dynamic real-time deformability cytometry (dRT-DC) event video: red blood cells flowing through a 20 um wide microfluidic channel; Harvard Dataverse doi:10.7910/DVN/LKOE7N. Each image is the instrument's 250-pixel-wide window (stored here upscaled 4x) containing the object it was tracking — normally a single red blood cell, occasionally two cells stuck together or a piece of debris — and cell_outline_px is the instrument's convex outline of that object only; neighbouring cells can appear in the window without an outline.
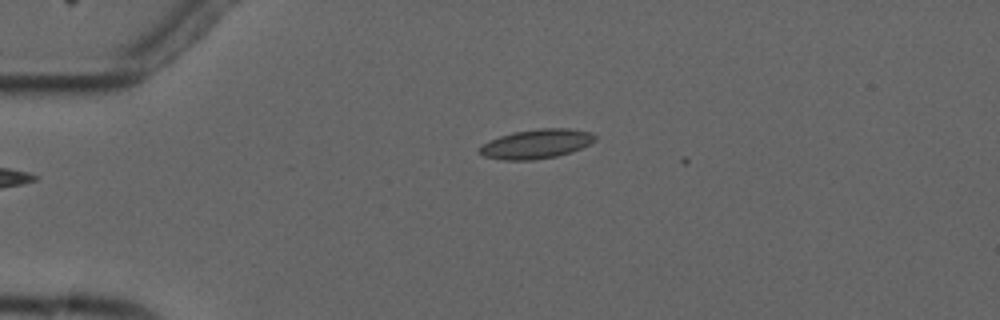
{"species": "common noctule bat (a hibernating species)", "species_latin": "Nyctalus noctula", "temperature_condition": "cold", "stored_images_in_passage": 3, "camera_frame_rate_fps": 3000, "um_per_image_px": 0.085, "animal": {"sex": "male", "forearm_length_mm": 52.5}, "frame": {"image": 1, "passage_image": 2, "time_ms": 1.333, "image_size_px": [1000, 320], "cell_outline_px": [[596, 140], [572, 152], [556, 156], [532, 160], [504, 160], [484, 156], [476, 152], [476, 148], [500, 136], [512, 132], [540, 128], [568, 128], [592, 132], [596, 136]], "centroid_in_image_um": [45.58, 12.23], "position_along_channel_um": 39.4, "area_um2": 19.77}}